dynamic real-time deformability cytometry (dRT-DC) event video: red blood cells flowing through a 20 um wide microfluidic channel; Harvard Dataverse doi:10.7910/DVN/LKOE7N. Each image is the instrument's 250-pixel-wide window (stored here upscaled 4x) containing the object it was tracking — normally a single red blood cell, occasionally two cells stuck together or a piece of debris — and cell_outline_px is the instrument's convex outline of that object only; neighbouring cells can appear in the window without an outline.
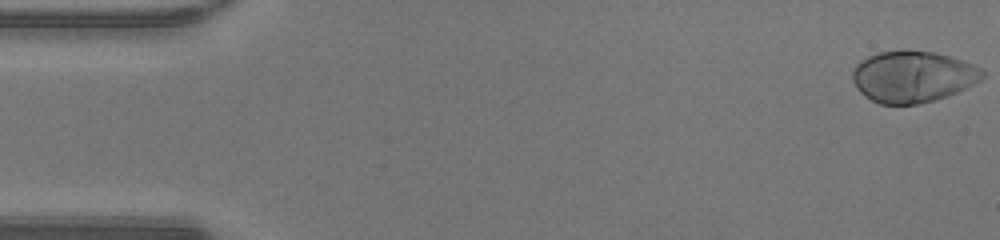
{"species": "human", "species_latin": "Homo sapiens", "temperature_condition": "warm", "stored_images_in_passage": 48, "camera_frame_rate_fps": 3000, "um_per_image_px": 0.085, "donor": {"sex": "male"}, "frame": {"image": 1, "passage_image": 1, "time_ms": 0.0, "image_size_px": [1000, 240], "cell_outline_px": [[984, 76], [980, 80], [948, 96], [936, 100], [916, 104], [880, 104], [864, 96], [856, 88], [852, 80], [852, 68], [860, 60], [868, 56], [880, 52], [936, 52], [952, 56], [972, 64], [980, 68], [984, 72]], "centroid_in_image_um": [77.56, 6.53], "position_along_channel_um": 7.4, "area_um2": 38.67}}
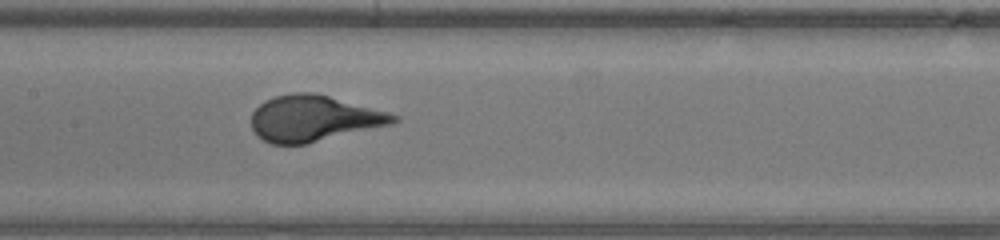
{"frame": {"image": 2, "passage_image": 23, "time_ms": 7.333, "image_size_px": [1000, 240], "cell_outline_px": [[400, 120], [392, 124], [304, 144], [272, 144], [264, 140], [252, 128], [252, 112], [264, 100], [276, 96], [292, 92], [312, 92], [328, 96], [388, 112], [400, 116]], "centroid_in_image_um": [26.67, 10.06], "position_along_channel_um": 180.7, "area_um2": 37.69}}
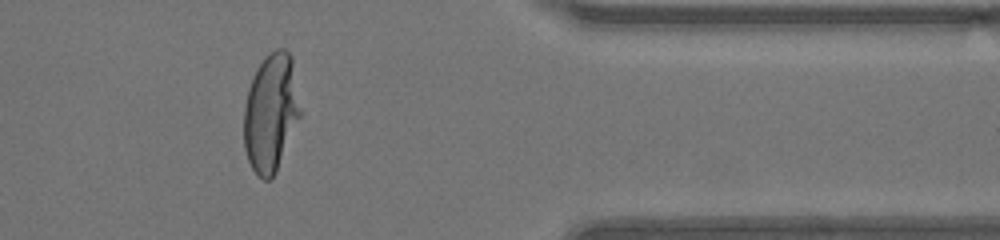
{"frame": {"image": 3, "passage_image": 39, "time_ms": 12.667, "image_size_px": [1000, 240], "cell_outline_px": [[300, 116], [276, 172], [272, 180], [264, 180], [252, 168], [248, 160], [244, 148], [244, 104], [248, 88], [252, 76], [256, 68], [264, 56], [268, 52], [276, 48], [284, 48], [292, 56], [300, 112]], "centroid_in_image_um": [23.0, 9.54], "position_along_channel_um": 388.4, "area_um2": 38.84}}